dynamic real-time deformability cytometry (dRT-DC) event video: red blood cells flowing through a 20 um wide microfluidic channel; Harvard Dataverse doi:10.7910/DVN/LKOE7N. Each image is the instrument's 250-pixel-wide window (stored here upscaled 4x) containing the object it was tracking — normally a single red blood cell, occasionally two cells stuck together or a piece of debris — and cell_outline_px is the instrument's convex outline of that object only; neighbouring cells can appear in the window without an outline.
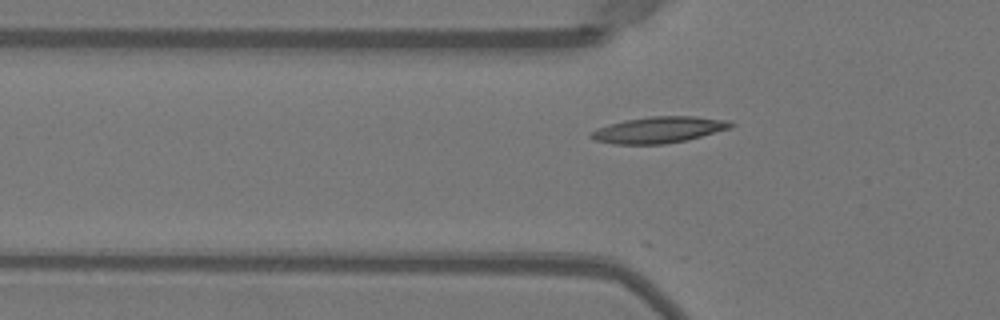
{"species": "Egyptian fruit bat (a non-hibernating species)", "species_latin": "Rousettus aegyptiacus", "temperature_condition": "warm", "stored_images_in_passage": 39, "camera_frame_rate_fps": 3000, "um_per_image_px": 0.085, "animal": {"sex": "female"}, "frame": {"image": 1, "passage_image": 5, "time_ms": 1.333, "image_size_px": [1000, 320], "cell_outline_px": [[736, 124], [732, 128], [684, 140], [664, 144], [616, 144], [596, 140], [588, 136], [596, 128], [608, 124], [624, 120], [648, 116], [696, 116], [728, 120]], "centroid_in_image_um": [56.01, 11.02], "position_along_channel_um": 69.8, "area_um2": 21.39}}
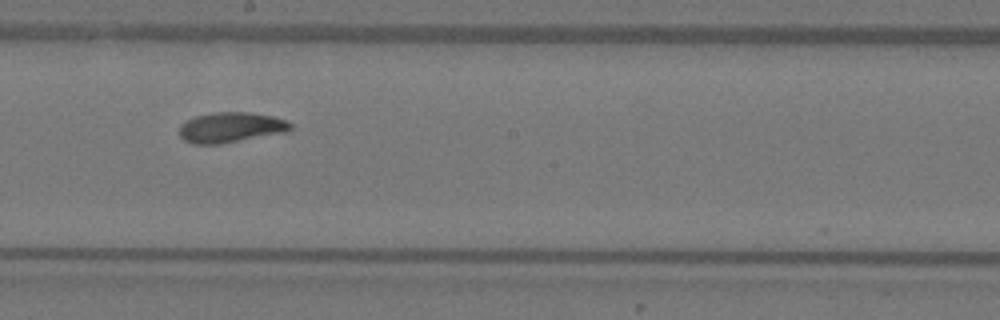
{"frame": {"image": 2, "passage_image": 17, "time_ms": 5.333, "image_size_px": [1000, 320], "cell_outline_px": [[292, 128], [288, 132], [220, 144], [192, 144], [184, 140], [180, 136], [180, 124], [196, 116], [216, 112], [248, 112], [272, 116], [288, 120], [292, 124]], "centroid_in_image_um": [19.65, 10.83], "position_along_channel_um": 228.5, "area_um2": 19.71}}
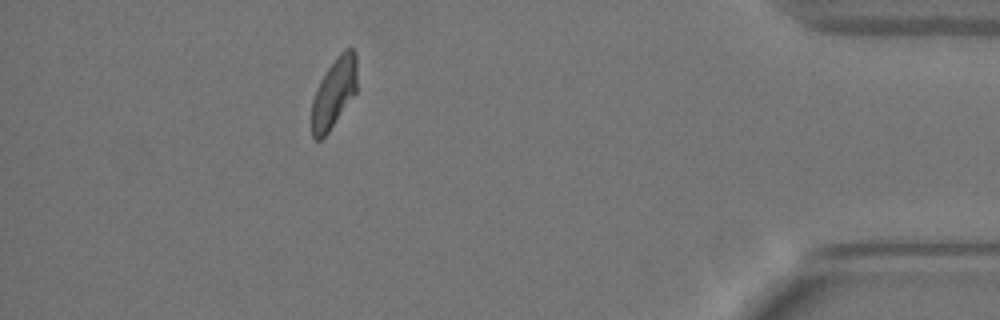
{"frame": {"image": 3, "passage_image": 34, "time_ms": 11.0, "image_size_px": [1000, 320], "cell_outline_px": [[356, 92], [328, 132], [320, 140], [316, 140], [312, 136], [312, 100], [316, 88], [320, 80], [336, 56], [344, 48], [352, 48], [356, 52]], "centroid_in_image_um": [28.38, 7.86], "position_along_channel_um": 406.8, "area_um2": 18.32}, "authors_computed_cell_mechanics": {"area_um2": 19.3052, "velocity_mm_per_s": 3.9671, "shape_relaxation_time_tau1_ms": 3.2354, "shape_relaxation_time_tau2_ms": 3.2592, "deformation_change_tau1": 0.1408, "deformation_change_tau2": 0.078}}